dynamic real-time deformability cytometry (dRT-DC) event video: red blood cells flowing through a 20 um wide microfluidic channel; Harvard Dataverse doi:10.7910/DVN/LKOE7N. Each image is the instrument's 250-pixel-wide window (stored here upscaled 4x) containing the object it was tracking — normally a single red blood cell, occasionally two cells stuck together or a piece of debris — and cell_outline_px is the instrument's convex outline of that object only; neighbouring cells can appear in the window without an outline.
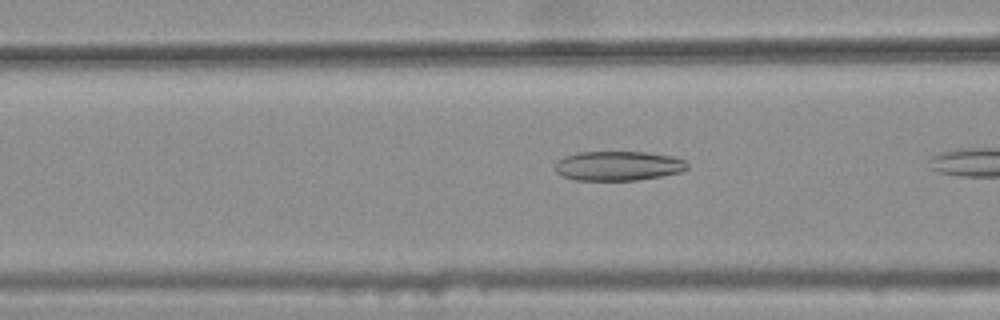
{"species": "common noctule bat (a hibernating species)", "species_latin": "Nyctalus noctula", "temperature_condition": "warm", "stored_images_in_passage": 6, "camera_frame_rate_fps": 3000, "um_per_image_px": 0.085, "animal": {"sex": "female", "body_mass_g": 25.1}, "frame": {"image": 1, "passage_image": 5, "time_ms": 1.333, "image_size_px": [1000, 320], "cell_outline_px": [[688, 168], [680, 172], [660, 176], [636, 180], [576, 180], [564, 176], [556, 172], [556, 164], [564, 156], [576, 152], [644, 152], [672, 156], [684, 160], [688, 164]], "centroid_in_image_um": [52.55, 14.09], "position_along_channel_um": 114.0, "area_um2": 22.54}}